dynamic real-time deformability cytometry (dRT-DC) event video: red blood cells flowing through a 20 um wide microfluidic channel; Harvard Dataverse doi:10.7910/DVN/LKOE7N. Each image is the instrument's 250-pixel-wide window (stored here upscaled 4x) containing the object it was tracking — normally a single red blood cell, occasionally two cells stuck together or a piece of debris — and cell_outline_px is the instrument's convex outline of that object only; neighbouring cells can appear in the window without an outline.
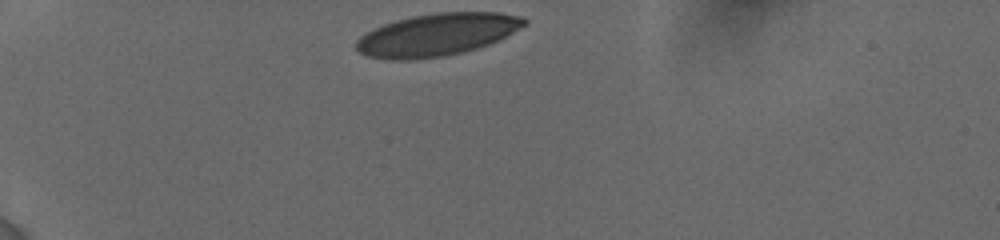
{"species": "human", "species_latin": "Homo sapiens", "temperature_condition": "cold", "stored_images_in_passage": 33, "camera_frame_rate_fps": 3000, "um_per_image_px": 0.085, "donor": {"sex": "female"}, "frame": {"image": 1, "passage_image": 1, "time_ms": 0.0, "image_size_px": [1000, 240], "cell_outline_px": [[528, 24], [500, 40], [476, 48], [460, 52], [440, 56], [412, 60], [388, 60], [368, 56], [360, 52], [356, 48], [356, 40], [360, 36], [372, 28], [396, 20], [412, 16], [436, 12], [500, 12], [524, 16], [528, 20]], "centroid_in_image_um": [37.17, 2.93], "position_along_channel_um": 47.8, "area_um2": 41.73}}
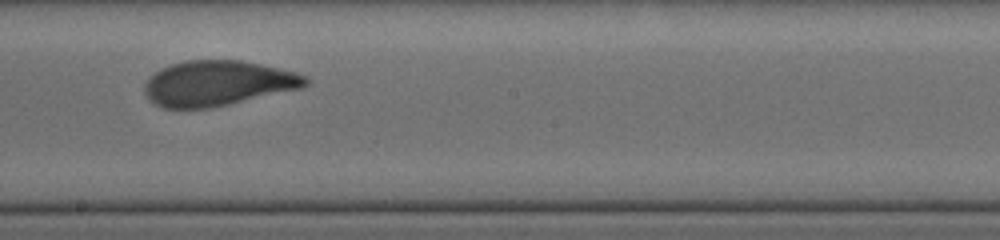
{"frame": {"image": 2, "passage_image": 19, "time_ms": 6.0, "image_size_px": [1000, 240], "cell_outline_px": [[308, 84], [300, 88], [228, 104], [208, 108], [164, 108], [148, 100], [144, 96], [144, 84], [148, 76], [160, 68], [172, 64], [188, 60], [240, 60], [280, 68], [296, 72], [304, 76], [308, 80]], "centroid_in_image_um": [18.44, 7.07], "position_along_channel_um": 229.8, "area_um2": 42.31}}
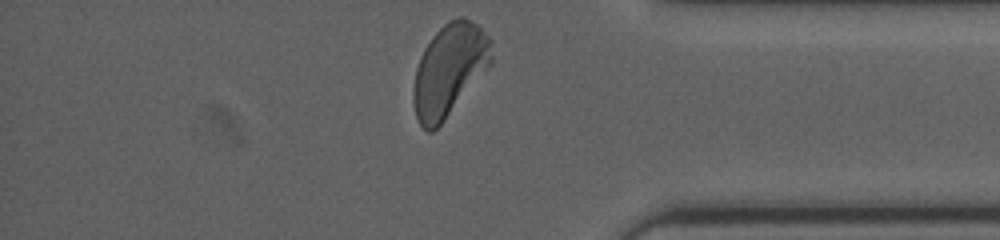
{"frame": {"image": 3, "passage_image": 33, "time_ms": 10.667, "image_size_px": [1000, 240], "cell_outline_px": [[492, 64], [440, 124], [432, 132], [428, 132], [420, 124], [416, 116], [412, 100], [412, 88], [416, 68], [420, 56], [424, 48], [432, 36], [444, 24], [460, 16], [464, 16], [476, 24], [492, 40]], "centroid_in_image_um": [38.18, 5.93], "position_along_channel_um": 397.0, "area_um2": 41.73}, "authors_computed_cell_mechanics": {"area_um2": 42.5408, "velocity_mm_per_s": 3.8128, "shape_relaxation_time_tau1_ms": 3.7897, "shape_relaxation_time_tau2_ms": 0.9301, "deformation_change_tau1": 0.1786, "deformation_change_tau2": 0.0657}}